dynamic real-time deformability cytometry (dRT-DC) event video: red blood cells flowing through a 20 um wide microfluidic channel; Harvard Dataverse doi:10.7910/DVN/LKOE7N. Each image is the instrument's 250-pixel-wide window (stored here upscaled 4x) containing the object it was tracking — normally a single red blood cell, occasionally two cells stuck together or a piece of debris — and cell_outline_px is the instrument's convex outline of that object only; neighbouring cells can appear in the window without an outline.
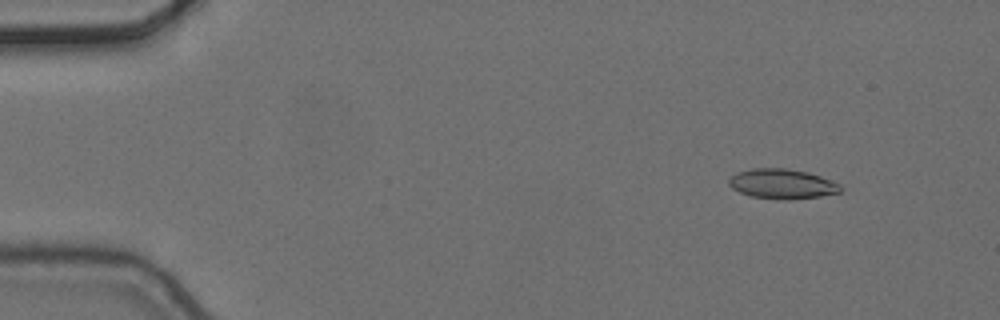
{"species": "common noctule bat (a hibernating species)", "species_latin": "Nyctalus noctula", "temperature_condition": "cold", "stored_images_in_passage": 5, "camera_frame_rate_fps": 3000, "um_per_image_px": 0.085, "animal": {"sex": "female", "body_mass_g": 24.6, "forearm_length_mm": 56.2}, "frame": {"image": 1, "passage_image": 2, "time_ms": 0.333, "image_size_px": [1000, 320], "cell_outline_px": [[840, 192], [820, 196], [788, 200], [784, 200], [752, 196], [740, 192], [732, 188], [728, 184], [728, 180], [736, 172], [752, 168], [784, 168], [808, 172], [820, 176], [840, 184]], "centroid_in_image_um": [66.46, 15.62], "position_along_channel_um": 18.5, "area_um2": 19.31}}
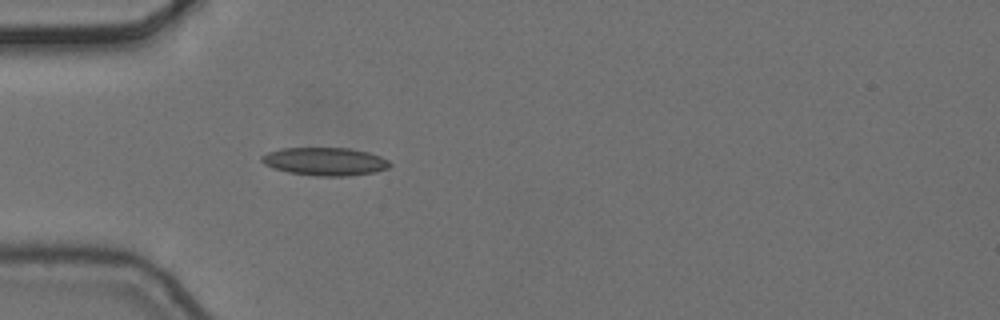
{"frame": {"image": 2, "passage_image": 5, "time_ms": 1.333, "image_size_px": [1000, 320], "cell_outline_px": [[392, 164], [388, 168], [376, 172], [348, 176], [320, 176], [288, 172], [272, 168], [264, 164], [260, 160], [260, 156], [268, 152], [280, 148], [348, 148], [368, 152], [380, 156], [388, 160]], "centroid_in_image_um": [27.61, 13.72], "position_along_channel_um": 57.4, "area_um2": 21.04}}